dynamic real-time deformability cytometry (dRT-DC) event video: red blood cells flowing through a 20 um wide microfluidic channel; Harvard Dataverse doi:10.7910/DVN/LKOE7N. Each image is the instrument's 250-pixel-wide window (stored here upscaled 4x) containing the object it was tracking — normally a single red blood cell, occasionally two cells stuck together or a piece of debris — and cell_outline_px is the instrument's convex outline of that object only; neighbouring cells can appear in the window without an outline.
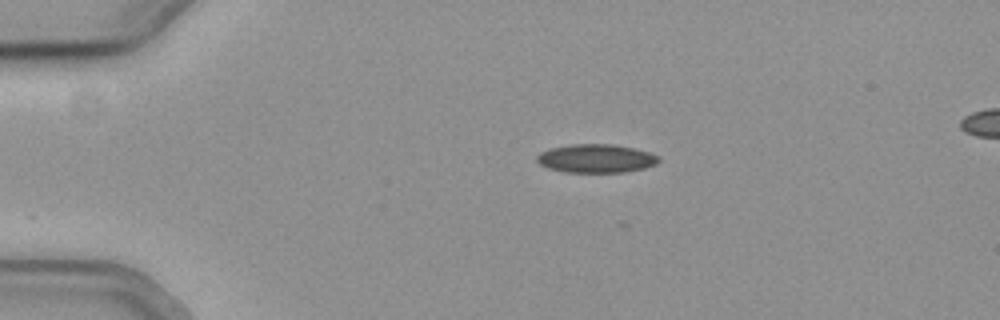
{"species": "common noctule bat (a hibernating species)", "species_latin": "Nyctalus noctula", "temperature_condition": "cold", "stored_images_in_passage": 34, "camera_frame_rate_fps": 3000, "um_per_image_px": 0.085, "animal": {"sex": "female", "body_mass_g": 19.3, "forearm_length_mm": 54.1}, "frame": {"image": 1, "passage_image": 1, "time_ms": 0.0, "image_size_px": [1000, 320], "cell_outline_px": [[660, 160], [656, 164], [644, 168], [624, 172], [564, 172], [548, 168], [540, 164], [536, 160], [536, 156], [540, 152], [552, 148], [572, 144], [612, 144], [632, 148], [648, 152], [660, 156]], "centroid_in_image_um": [50.66, 13.47], "position_along_channel_um": 34.3, "area_um2": 20.17}}
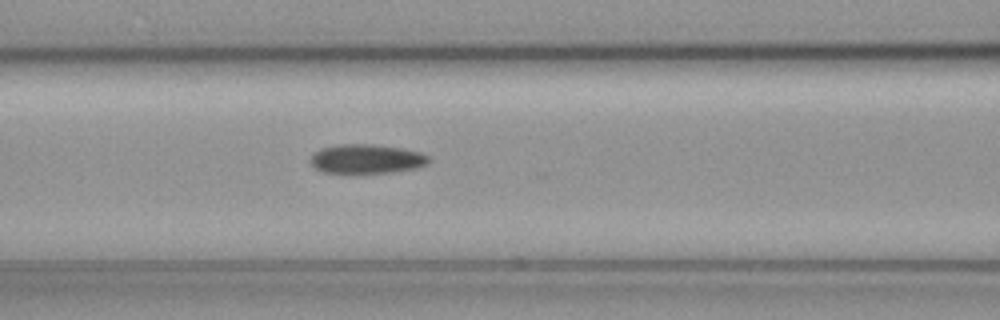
{"frame": {"image": 2, "passage_image": 13, "time_ms": 4.0, "image_size_px": [1000, 320], "cell_outline_px": [[428, 164], [416, 168], [392, 172], [360, 176], [344, 176], [324, 172], [316, 168], [312, 164], [312, 156], [316, 152], [324, 148], [340, 144], [368, 144], [400, 148], [420, 152], [428, 156]], "centroid_in_image_um": [31.14, 13.57], "position_along_channel_um": 135.5, "area_um2": 20.75}}
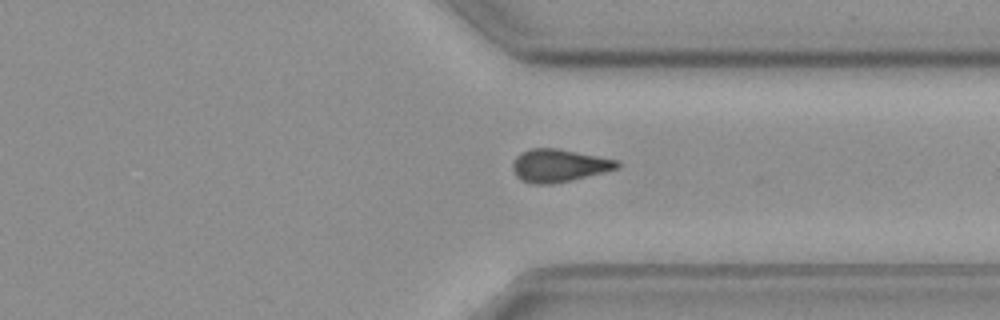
{"frame": {"image": 3, "passage_image": 31, "time_ms": 10.0, "image_size_px": [1000, 320], "cell_outline_px": [[620, 168], [572, 180], [552, 184], [532, 184], [520, 180], [516, 176], [512, 168], [512, 164], [516, 156], [520, 152], [528, 148], [556, 148], [620, 160]], "centroid_in_image_um": [47.5, 14.07], "position_along_channel_um": 363.9, "area_um2": 20.23}}